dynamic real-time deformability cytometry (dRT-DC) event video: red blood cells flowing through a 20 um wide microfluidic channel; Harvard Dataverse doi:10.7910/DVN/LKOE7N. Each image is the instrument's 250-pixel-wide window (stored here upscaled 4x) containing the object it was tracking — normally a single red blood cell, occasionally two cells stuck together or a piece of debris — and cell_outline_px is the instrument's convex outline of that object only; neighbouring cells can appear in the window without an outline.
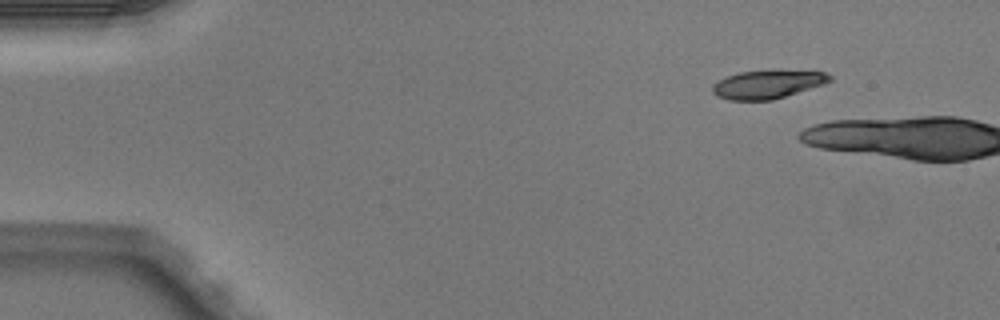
{"species": "Egyptian fruit bat (a non-hibernating species)", "species_latin": "Rousettus aegyptiacus", "temperature_condition": "warm", "stored_images_in_passage": 2, "camera_frame_rate_fps": 3000, "um_per_image_px": 0.085, "animal": {"sex": "male"}, "frame": {"image": 1, "passage_image": 1, "time_ms": 0.0, "image_size_px": [1000, 320], "cell_outline_px": [[832, 80], [824, 84], [772, 100], [728, 100], [716, 96], [712, 92], [712, 84], [728, 76], [740, 72], [772, 68], [776, 68], [824, 72], [832, 76]], "centroid_in_image_um": [65.26, 7.13], "position_along_channel_um": 19.7, "area_um2": 19.94}}